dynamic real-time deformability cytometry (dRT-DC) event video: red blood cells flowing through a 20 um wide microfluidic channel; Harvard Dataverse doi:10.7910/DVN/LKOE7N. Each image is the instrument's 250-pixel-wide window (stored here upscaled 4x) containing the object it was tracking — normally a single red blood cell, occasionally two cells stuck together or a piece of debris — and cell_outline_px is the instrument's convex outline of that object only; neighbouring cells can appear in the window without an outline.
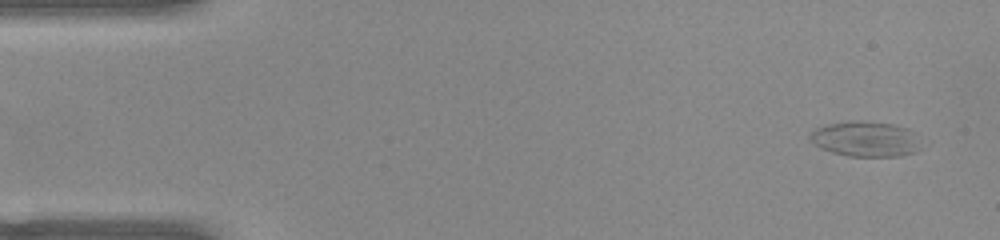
{"species": "common noctule bat (a hibernating species)", "species_latin": "Nyctalus noctula", "temperature_condition": "warm", "stored_images_in_passage": 14, "camera_frame_rate_fps": 3000, "um_per_image_px": 0.085, "animal": {"sex": "female", "body_mass_g": 22.0, "forearm_length_mm": 56.7}, "frame": {"image": 1, "passage_image": 1, "time_ms": 0.0, "image_size_px": [1000, 240], "cell_outline_px": [[920, 148], [916, 152], [900, 156], [848, 156], [832, 152], [820, 148], [808, 136], [816, 128], [828, 124], [852, 120], [860, 120], [892, 124], [908, 128], [912, 132]], "centroid_in_image_um": [73.55, 11.81], "position_along_channel_um": 11.5, "area_um2": 22.6}}
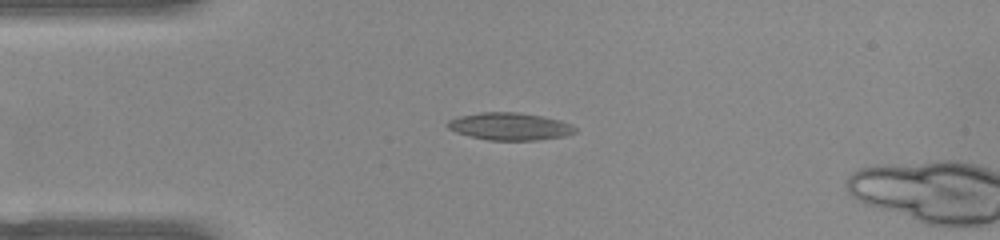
{"frame": {"image": 2, "passage_image": 11, "time_ms": 3.333, "image_size_px": [1000, 240], "cell_outline_px": [[576, 132], [564, 136], [536, 140], [488, 140], [468, 136], [456, 132], [448, 128], [444, 124], [448, 120], [460, 116], [480, 112], [516, 112], [540, 116], [560, 120], [572, 124], [576, 128]], "centroid_in_image_um": [43.3, 10.74], "position_along_channel_um": 41.7, "area_um2": 20.4}}